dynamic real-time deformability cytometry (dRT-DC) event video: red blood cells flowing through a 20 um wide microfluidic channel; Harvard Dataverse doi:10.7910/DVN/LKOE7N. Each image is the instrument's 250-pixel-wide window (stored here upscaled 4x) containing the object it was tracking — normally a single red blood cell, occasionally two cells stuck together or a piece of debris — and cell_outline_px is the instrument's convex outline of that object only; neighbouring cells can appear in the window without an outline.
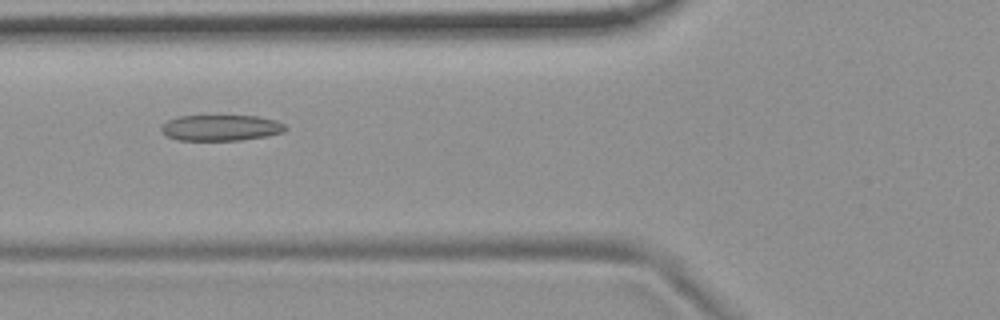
{"species": "common noctule bat (a hibernating species)", "species_latin": "Nyctalus noctula", "temperature_condition": "room temperature", "stored_images_in_passage": 9, "camera_frame_rate_fps": 3000, "um_per_image_px": 0.085, "animal": {"sex": "female", "body_mass_g": 19.9}, "frame": {"image": 1, "passage_image": 7, "time_ms": 8.0, "image_size_px": [1000, 320], "cell_outline_px": [[288, 128], [284, 132], [264, 136], [240, 140], [176, 140], [168, 136], [160, 128], [168, 120], [180, 116], [256, 116], [276, 120], [284, 124]], "centroid_in_image_um": [18.8, 10.86], "position_along_channel_um": 107.0, "area_um2": 18.55}}
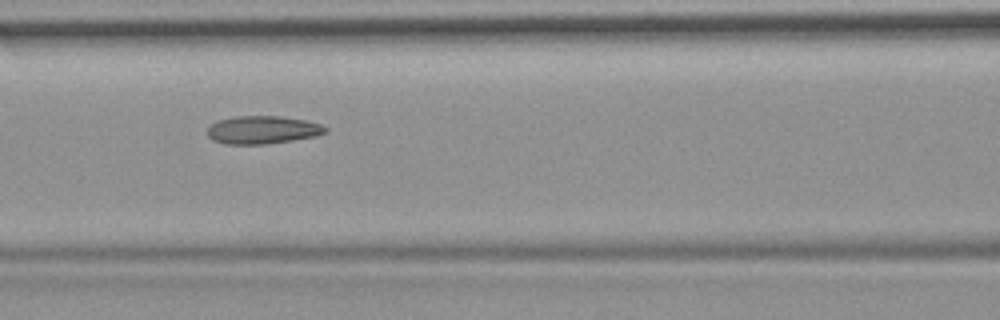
{"frame": {"image": 2, "passage_image": 8, "time_ms": 9.0, "image_size_px": [1000, 320], "cell_outline_px": [[328, 132], [316, 136], [292, 140], [264, 144], [224, 144], [212, 140], [208, 136], [208, 128], [216, 120], [236, 116], [280, 116], [308, 120], [320, 124], [328, 128]], "centroid_in_image_um": [22.33, 11.03], "position_along_channel_um": 144.3, "area_um2": 19.36}}
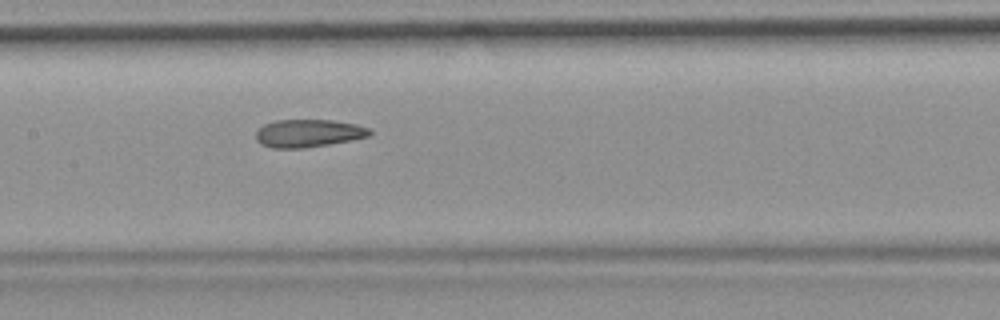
{"frame": {"image": 3, "passage_image": 9, "time_ms": 10.0, "image_size_px": [1000, 320], "cell_outline_px": [[372, 136], [352, 140], [304, 148], [272, 148], [260, 144], [256, 140], [256, 132], [264, 124], [276, 120], [332, 120], [356, 124], [368, 128], [372, 132]], "centroid_in_image_um": [26.22, 11.33], "position_along_channel_um": 181.2, "area_um2": 18.5}}